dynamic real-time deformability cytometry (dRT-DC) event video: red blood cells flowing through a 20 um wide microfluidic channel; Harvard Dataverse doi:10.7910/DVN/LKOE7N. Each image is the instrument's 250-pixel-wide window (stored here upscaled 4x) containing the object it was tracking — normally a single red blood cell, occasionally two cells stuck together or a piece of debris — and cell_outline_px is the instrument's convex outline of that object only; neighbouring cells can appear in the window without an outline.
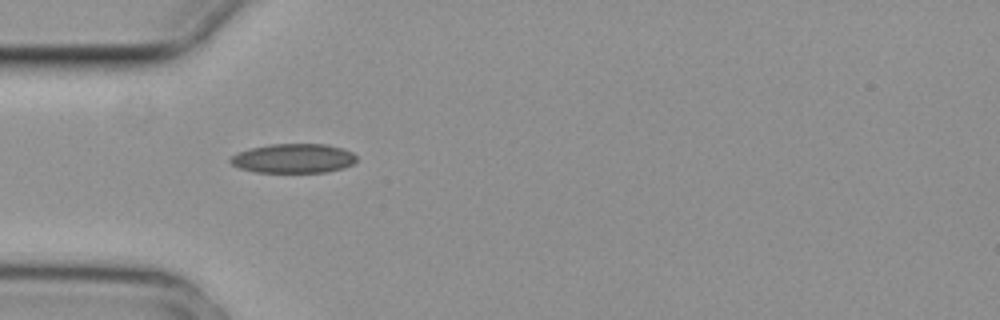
{"species": "common noctule bat (a hibernating species)", "species_latin": "Nyctalus noctula", "temperature_condition": "cold", "stored_images_in_passage": 6, "camera_frame_rate_fps": 3000, "um_per_image_px": 0.085, "animal": {"sex": "female", "body_mass_g": 29.2, "forearm_length_mm": 56.3}, "frame": {"image": 1, "passage_image": 2, "time_ms": 0.333, "image_size_px": [1000, 320], "cell_outline_px": [[356, 160], [352, 164], [344, 168], [328, 172], [256, 172], [240, 168], [232, 164], [228, 160], [232, 156], [248, 148], [268, 144], [328, 144], [344, 148], [352, 152], [356, 156]], "centroid_in_image_um": [24.96, 13.45], "position_along_channel_um": 60.0, "area_um2": 21.68}}
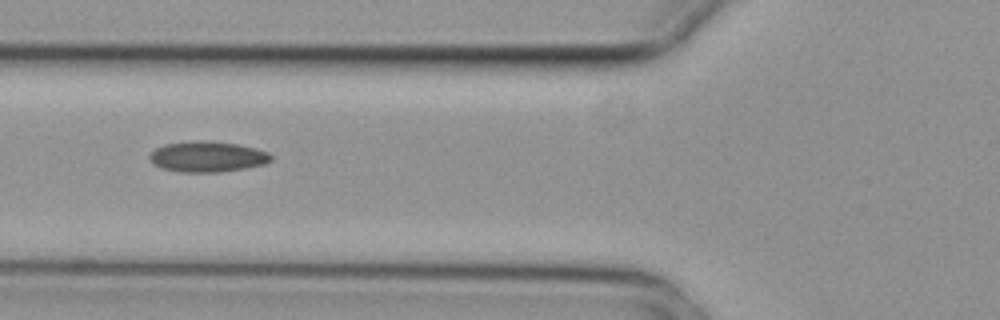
{"frame": {"image": 2, "passage_image": 3, "time_ms": 0.667, "image_size_px": [1000, 320], "cell_outline_px": [[272, 160], [264, 164], [248, 168], [220, 172], [180, 172], [160, 168], [148, 156], [156, 148], [164, 144], [200, 140], [208, 140], [236, 144], [256, 148], [268, 152], [272, 156]], "centroid_in_image_um": [17.66, 13.32], "position_along_channel_um": 108.1, "area_um2": 21.73}}
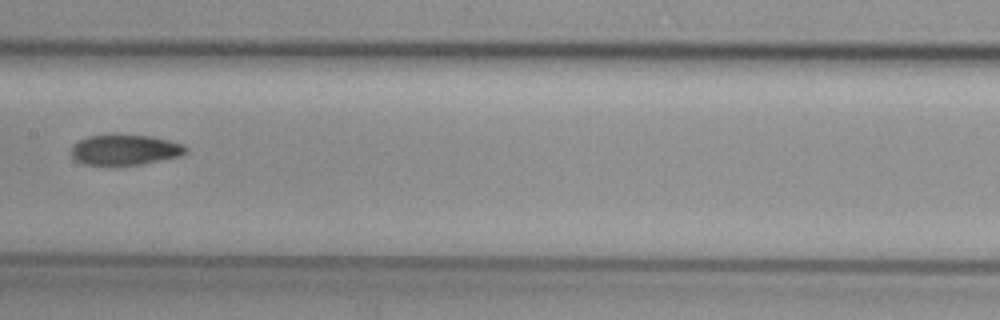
{"frame": {"image": 3, "passage_image": 5, "time_ms": 1.333, "image_size_px": [1000, 320], "cell_outline_px": [[188, 148], [180, 156], [144, 164], [112, 168], [84, 164], [76, 160], [72, 156], [72, 144], [88, 136], [112, 132], [152, 136], [184, 144]], "centroid_in_image_um": [10.58, 12.74], "position_along_channel_um": 196.8, "area_um2": 21.56}}